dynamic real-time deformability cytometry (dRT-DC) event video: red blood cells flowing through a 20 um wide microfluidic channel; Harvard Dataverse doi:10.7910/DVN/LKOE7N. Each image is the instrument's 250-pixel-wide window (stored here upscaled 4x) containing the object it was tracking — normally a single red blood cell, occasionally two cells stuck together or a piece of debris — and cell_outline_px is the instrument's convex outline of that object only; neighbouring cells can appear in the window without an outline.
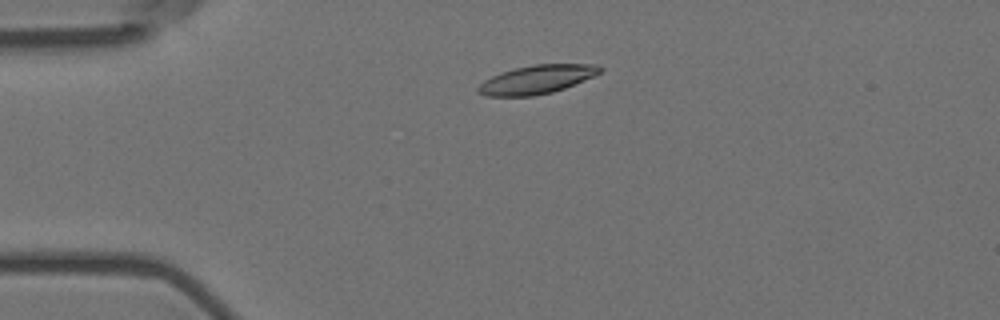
{"species": "Egyptian fruit bat (a non-hibernating species)", "species_latin": "Rousettus aegyptiacus", "temperature_condition": "room temperature", "stored_images_in_passage": 3, "camera_frame_rate_fps": 3000, "um_per_image_px": 0.085, "animal": {"sex": "female"}, "frame": {"image": 1, "passage_image": 2, "time_ms": 0.333, "image_size_px": [1000, 320], "cell_outline_px": [[604, 68], [600, 72], [592, 76], [564, 88], [552, 92], [532, 96], [484, 96], [476, 92], [476, 88], [484, 80], [492, 76], [516, 68], [532, 64], [596, 64]], "centroid_in_image_um": [45.59, 6.76], "position_along_channel_um": 39.4, "area_um2": 20.11}}